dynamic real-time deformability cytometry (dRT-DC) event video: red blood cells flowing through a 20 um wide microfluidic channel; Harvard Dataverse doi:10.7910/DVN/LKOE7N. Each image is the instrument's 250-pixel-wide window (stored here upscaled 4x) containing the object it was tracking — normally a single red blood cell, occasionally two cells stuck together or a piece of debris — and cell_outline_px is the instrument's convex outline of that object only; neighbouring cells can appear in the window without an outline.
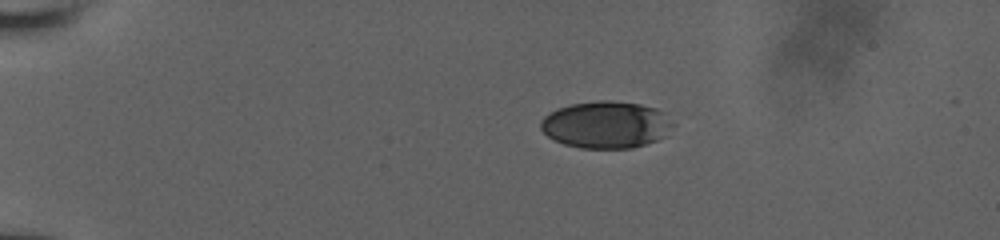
{"species": "human", "species_latin": "Homo sapiens", "temperature_condition": "room temperature", "stored_images_in_passage": 24, "camera_frame_rate_fps": 3000, "um_per_image_px": 0.085, "donor": {"sex": "male"}, "frame": {"image": 1, "passage_image": 1, "time_ms": 0.0, "image_size_px": [1000, 240], "cell_outline_px": [[676, 124], [664, 136], [656, 140], [632, 148], [580, 148], [564, 144], [548, 136], [540, 128], [540, 120], [544, 116], [556, 108], [572, 104], [596, 100], [612, 100], [640, 104], [656, 108]], "centroid_in_image_um": [51.5, 10.59], "position_along_channel_um": 33.5, "area_um2": 36.24}}